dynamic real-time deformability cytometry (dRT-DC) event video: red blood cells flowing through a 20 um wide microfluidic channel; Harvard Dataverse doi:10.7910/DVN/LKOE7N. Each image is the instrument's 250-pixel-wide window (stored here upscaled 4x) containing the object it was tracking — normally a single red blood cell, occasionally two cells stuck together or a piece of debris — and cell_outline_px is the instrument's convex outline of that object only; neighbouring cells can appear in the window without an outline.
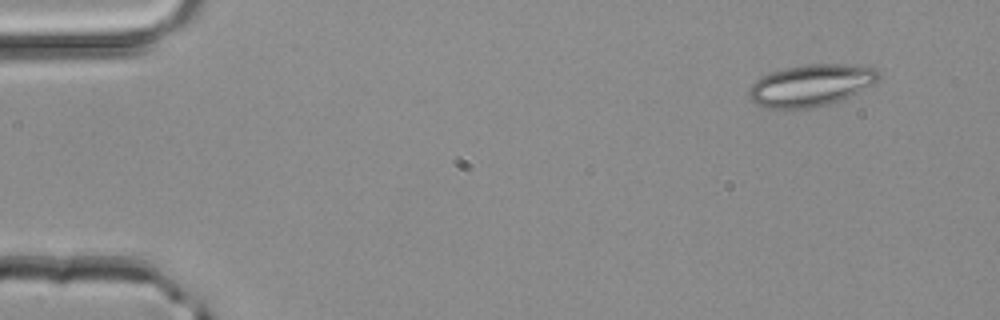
{"species": "common noctule bat (a hibernating species)", "species_latin": "Nyctalus noctula", "temperature_condition": "room temperature", "stored_images_in_passage": 5, "camera_frame_rate_fps": 3000, "um_per_image_px": 0.085, "animal": {"sex": "male", "body_mass_g": 20.4}, "frame": {"image": 1, "passage_image": 1, "time_ms": 0.0, "image_size_px": [1000, 320], "cell_outline_px": [[880, 80], [840, 100], [828, 104], [812, 108], [764, 108], [752, 104], [748, 96], [748, 88], [756, 80], [772, 72], [784, 68], [804, 64], [844, 64], [876, 68], [880, 76]], "centroid_in_image_um": [68.88, 7.26], "position_along_channel_um": 16.1, "area_um2": 31.56}}
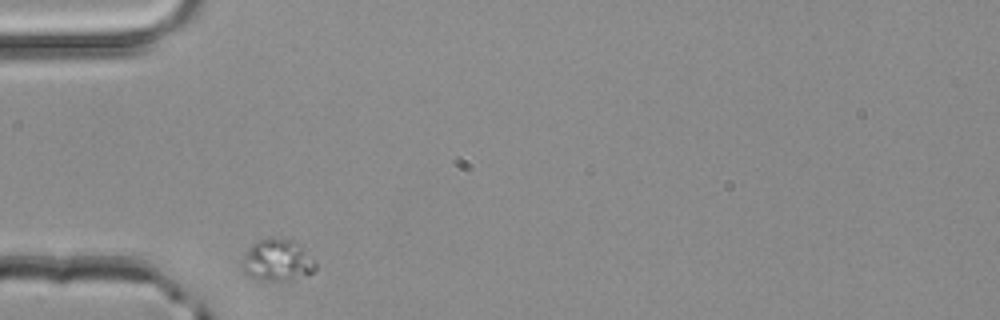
{"frame": {"image": 2, "passage_image": 4, "time_ms": 1.0, "image_size_px": [1000, 320], "cell_outline_px": [[316, 268], [312, 272], [292, 280], [260, 280], [248, 276], [244, 272], [240, 264], [248, 248], [252, 244], [268, 236], [284, 236], [300, 244], [316, 264]], "centroid_in_image_um": [23.54, 22.08], "position_along_channel_um": 61.5, "area_um2": 18.15}}